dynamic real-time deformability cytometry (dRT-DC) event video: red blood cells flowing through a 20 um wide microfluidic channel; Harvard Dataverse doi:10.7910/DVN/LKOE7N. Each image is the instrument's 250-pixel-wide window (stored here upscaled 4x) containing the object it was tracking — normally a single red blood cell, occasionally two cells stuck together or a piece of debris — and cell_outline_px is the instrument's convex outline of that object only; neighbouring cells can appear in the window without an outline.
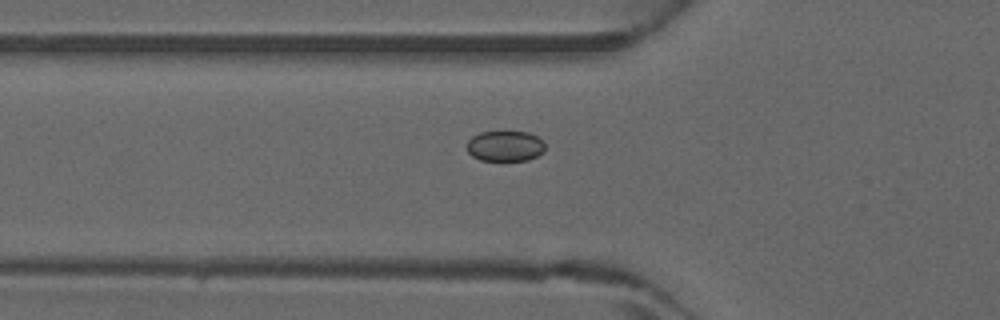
{"species": "common noctule bat (a hibernating species)", "species_latin": "Nyctalus noctula", "temperature_condition": "warm", "stored_images_in_passage": 2, "camera_frame_rate_fps": 3000, "um_per_image_px": 0.085, "animal": {"sex": "male", "forearm_length_mm": 52.5}, "frame": {"image": 1, "passage_image": 2, "time_ms": 0.333, "image_size_px": [1000, 320], "cell_outline_px": [[544, 152], [528, 160], [480, 160], [472, 156], [468, 152], [468, 140], [472, 136], [480, 132], [528, 132], [536, 136], [544, 144]], "centroid_in_image_um": [42.92, 12.41], "position_along_channel_um": 82.9, "area_um2": 13.76}}